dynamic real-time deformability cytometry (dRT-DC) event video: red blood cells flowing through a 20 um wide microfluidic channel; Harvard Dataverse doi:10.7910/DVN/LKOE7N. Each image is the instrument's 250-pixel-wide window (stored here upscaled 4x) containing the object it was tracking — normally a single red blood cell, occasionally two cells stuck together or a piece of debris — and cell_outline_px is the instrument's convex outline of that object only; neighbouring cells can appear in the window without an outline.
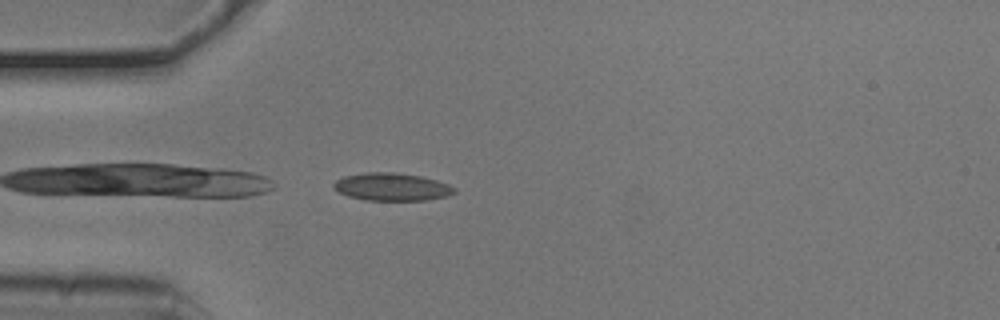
{"species": "common noctule bat (a hibernating species)", "species_latin": "Nyctalus noctula", "temperature_condition": "cold", "stored_images_in_passage": 18, "camera_frame_rate_fps": 3000, "um_per_image_px": 0.085, "animal": {"sex": "male", "body_mass_g": 20.5, "forearm_length_mm": 52.5}, "frame": {"image": 1, "passage_image": 1, "time_ms": 0.0, "image_size_px": [1000, 320], "cell_outline_px": [[456, 192], [448, 196], [428, 200], [368, 200], [348, 196], [332, 188], [332, 184], [336, 180], [344, 176], [364, 172], [396, 172], [420, 176], [436, 180], [448, 184], [456, 188]], "centroid_in_image_um": [33.31, 15.88], "position_along_channel_um": 51.7, "area_um2": 19.59}}
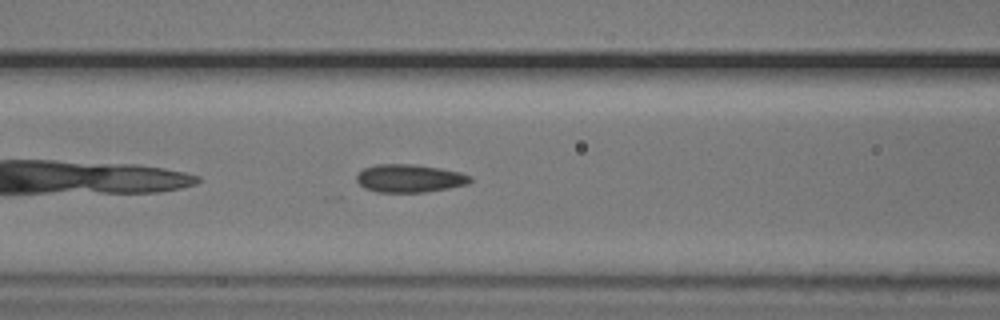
{"frame": {"image": 2, "passage_image": 8, "time_ms": 2.333, "image_size_px": [1000, 320], "cell_outline_px": [[472, 180], [468, 184], [448, 188], [424, 192], [376, 192], [364, 188], [356, 180], [356, 176], [364, 168], [376, 164], [416, 164], [440, 168], [460, 172], [472, 176]], "centroid_in_image_um": [34.82, 15.15], "position_along_channel_um": 131.8, "area_um2": 18.61}}
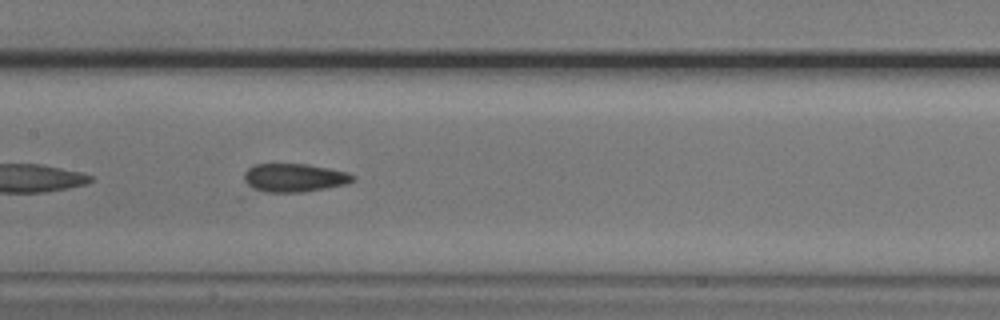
{"frame": {"image": 3, "passage_image": 12, "time_ms": 3.667, "image_size_px": [1000, 320], "cell_outline_px": [[356, 180], [348, 184], [304, 192], [248, 192], [244, 180], [244, 172], [252, 164], [308, 164], [348, 172], [356, 176]], "centroid_in_image_um": [24.95, 15.13], "position_along_channel_um": 182.5, "area_um2": 18.67}}